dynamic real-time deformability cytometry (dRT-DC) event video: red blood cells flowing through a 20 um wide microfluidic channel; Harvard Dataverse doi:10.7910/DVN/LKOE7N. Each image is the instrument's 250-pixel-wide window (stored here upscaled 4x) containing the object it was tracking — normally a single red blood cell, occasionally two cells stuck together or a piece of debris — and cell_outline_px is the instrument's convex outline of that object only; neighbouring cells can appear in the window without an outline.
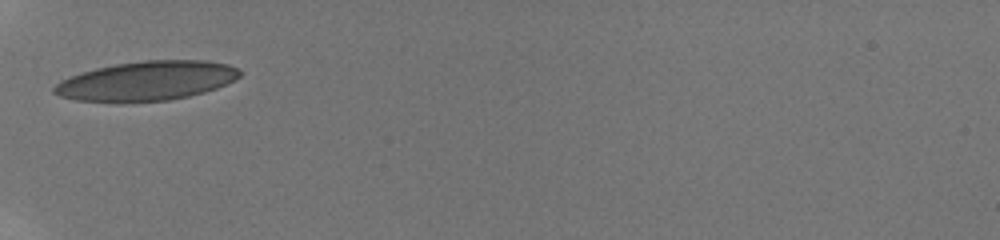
{"species": "human", "species_latin": "Homo sapiens", "temperature_condition": "room temperature", "stored_images_in_passage": 33, "camera_frame_rate_fps": 3000, "um_per_image_px": 0.085, "donor": {"sex": "male"}, "frame": {"image": 1, "passage_image": 1, "time_ms": 0.0, "image_size_px": [1000, 240], "cell_outline_px": [[244, 72], [236, 80], [216, 88], [204, 92], [188, 96], [168, 100], [120, 104], [76, 100], [60, 96], [52, 92], [52, 88], [60, 80], [96, 68], [116, 64], [144, 60], [204, 60], [228, 64]], "centroid_in_image_um": [12.46, 6.9], "position_along_channel_um": 72.5, "area_um2": 43.12}}
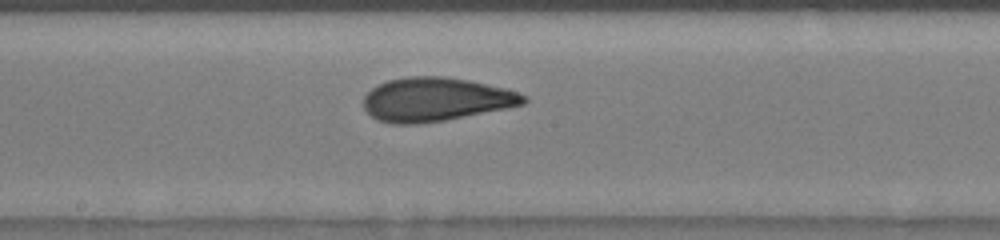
{"frame": {"image": 2, "passage_image": 12, "time_ms": 3.667, "image_size_px": [1000, 240], "cell_outline_px": [[528, 100], [524, 104], [508, 108], [444, 120], [416, 124], [392, 124], [376, 120], [364, 108], [364, 96], [372, 88], [388, 80], [412, 76], [444, 76], [468, 80], [504, 88], [528, 96]], "centroid_in_image_um": [37.04, 8.46], "position_along_channel_um": 211.2, "area_um2": 40.63}}
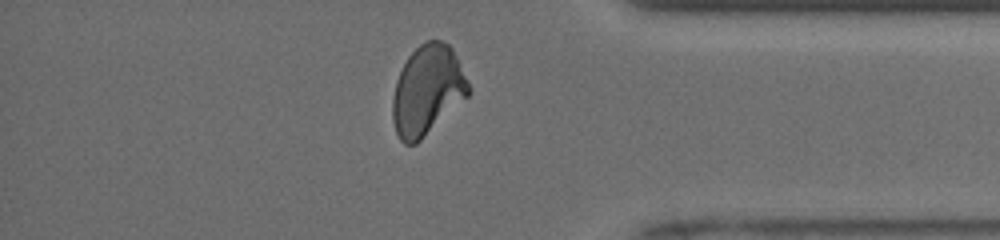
{"frame": {"image": 3, "passage_image": 27, "time_ms": 8.667, "image_size_px": [1000, 240], "cell_outline_px": [[472, 92], [468, 96], [416, 144], [404, 144], [400, 140], [396, 132], [392, 120], [392, 100], [396, 80], [408, 56], [420, 44], [428, 40], [440, 40], [448, 44], [452, 48], [472, 88]], "centroid_in_image_um": [36.33, 7.68], "position_along_channel_um": 398.9, "area_um2": 39.65}, "authors_computed_cell_mechanics": {"area_um2": 39.7086, "velocity_mm_per_s": 3.9575, "shape_relaxation_time_tau1_ms": 6.333, "shape_relaxation_time_tau2_ms": 1.2072, "deformation_change_tau1": 0.1912, "deformation_change_tau2": 0.0736}}